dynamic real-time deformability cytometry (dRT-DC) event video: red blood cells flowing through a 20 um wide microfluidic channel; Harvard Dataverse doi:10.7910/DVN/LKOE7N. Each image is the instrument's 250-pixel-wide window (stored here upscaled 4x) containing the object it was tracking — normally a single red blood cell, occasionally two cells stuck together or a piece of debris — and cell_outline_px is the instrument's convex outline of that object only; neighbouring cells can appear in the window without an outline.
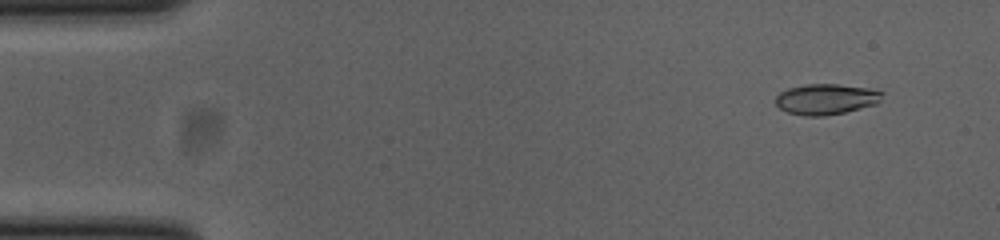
{"species": "common noctule bat (a hibernating species)", "species_latin": "Nyctalus noctula", "temperature_condition": "cold", "stored_images_in_passage": 49, "camera_frame_rate_fps": 3000, "um_per_image_px": 0.085, "animal": {"sex": "female", "body_mass_g": 23.0, "forearm_length_mm": 53.4}, "frame": {"image": 1, "passage_image": 1, "time_ms": 0.0, "image_size_px": [1000, 240], "cell_outline_px": [[884, 92], [880, 100], [876, 104], [844, 112], [824, 116], [804, 116], [788, 112], [780, 108], [776, 104], [776, 96], [780, 92], [788, 88], [804, 84], [836, 84], [868, 88]], "centroid_in_image_um": [70.2, 8.42], "position_along_channel_um": 14.8, "area_um2": 18.96}}
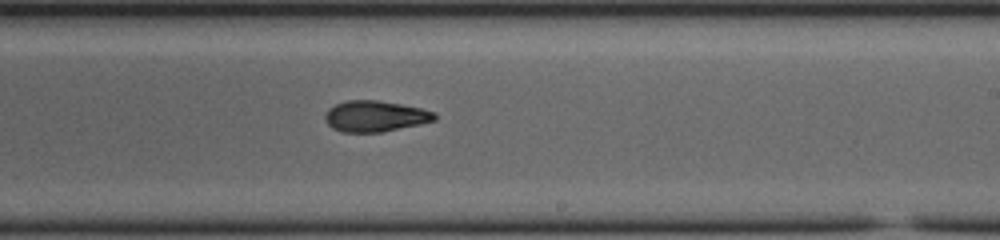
{"frame": {"image": 2, "passage_image": 28, "time_ms": 9.0, "image_size_px": [1000, 240], "cell_outline_px": [[436, 120], [420, 124], [380, 132], [344, 132], [332, 128], [324, 120], [324, 116], [328, 108], [336, 104], [348, 100], [376, 100], [400, 104], [420, 108], [436, 112]], "centroid_in_image_um": [31.87, 9.87], "position_along_channel_um": 257.1, "area_um2": 19.71}}
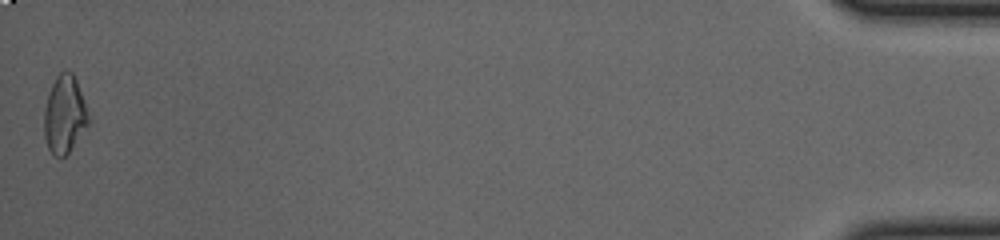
{"frame": {"image": 3, "passage_image": 49, "time_ms": 16.0, "image_size_px": [1000, 240], "cell_outline_px": [[92, 120], [68, 152], [64, 156], [52, 156], [48, 148], [44, 136], [44, 112], [48, 92], [56, 76], [64, 68], [72, 72], [76, 80], [92, 116]], "centroid_in_image_um": [5.51, 9.7], "position_along_channel_um": 429.7, "area_um2": 20.52}, "authors_computed_cell_mechanics": {"area_um2": 19.5364, "velocity_mm_per_s": 3.8875, "shape_relaxation_time_tau1_ms": 5.4029, "shape_relaxation_time_tau2_ms": 2.1694, "deformation_change_tau1": 0.198, "deformation_change_tau2": 0.092}}